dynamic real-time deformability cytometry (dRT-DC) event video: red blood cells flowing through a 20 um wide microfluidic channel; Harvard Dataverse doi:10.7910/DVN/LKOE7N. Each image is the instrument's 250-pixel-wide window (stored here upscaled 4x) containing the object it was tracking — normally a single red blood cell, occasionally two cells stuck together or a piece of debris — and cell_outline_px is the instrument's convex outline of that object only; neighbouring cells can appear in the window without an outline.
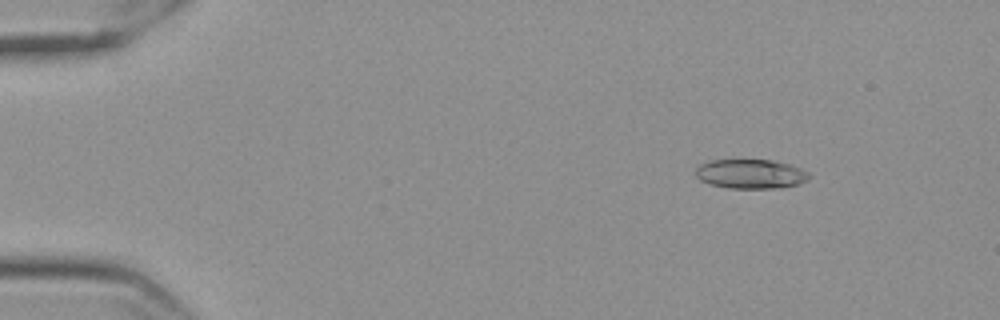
{"species": "Egyptian fruit bat (a non-hibernating species)", "species_latin": "Rousettus aegyptiacus", "temperature_condition": "cold", "stored_images_in_passage": 58, "camera_frame_rate_fps": 3000, "um_per_image_px": 0.085, "frame": {"image": 1, "passage_image": 8, "time_ms": 2.333, "image_size_px": [1000, 320], "cell_outline_px": [[812, 176], [808, 180], [796, 184], [780, 188], [728, 188], [712, 184], [700, 180], [696, 176], [696, 168], [700, 164], [708, 160], [772, 160], [788, 164], [800, 168], [808, 172]], "centroid_in_image_um": [63.81, 14.78], "position_along_channel_um": 21.2, "area_um2": 19.36}}
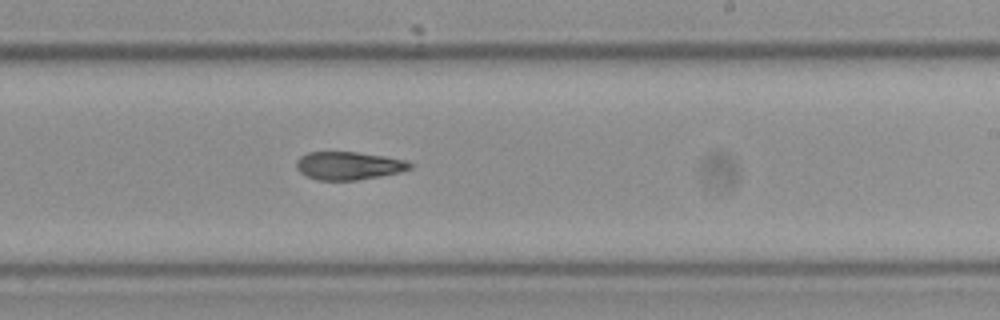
{"frame": {"image": 2, "passage_image": 36, "time_ms": 11.667, "image_size_px": [1000, 320], "cell_outline_px": [[412, 168], [400, 172], [380, 176], [356, 180], [320, 180], [308, 176], [300, 172], [296, 168], [296, 160], [300, 156], [308, 152], [356, 152], [384, 156], [404, 160], [412, 164]], "centroid_in_image_um": [29.62, 14.08], "position_along_channel_um": 259.4, "area_um2": 18.44}}
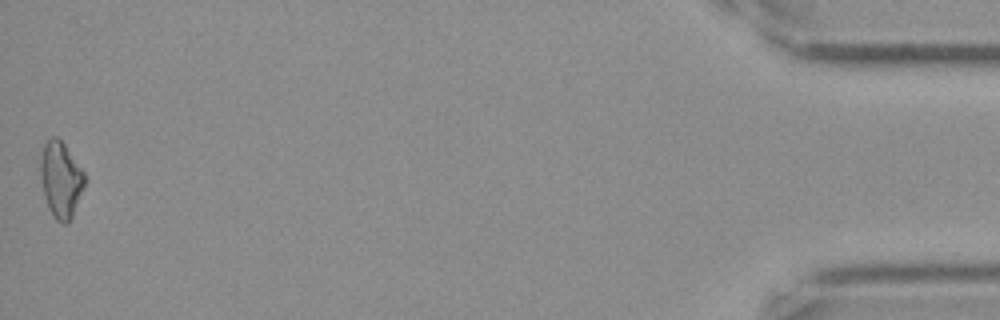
{"frame": {"image": 3, "passage_image": 58, "time_ms": 19.0, "image_size_px": [1000, 320], "cell_outline_px": [[88, 180], [72, 216], [64, 224], [56, 220], [52, 216], [48, 208], [44, 196], [40, 176], [40, 160], [44, 144], [52, 136], [56, 136], [64, 144], [84, 172]], "centroid_in_image_um": [5.18, 15.27], "position_along_channel_um": 430.0, "area_um2": 19.65}, "authors_computed_cell_mechanics": {"area_um2": 19.2763, "velocity_mm_per_s": 3.5476, "shape_relaxation_time_tau1_ms": null, "shape_relaxation_time_tau2_ms": 8.7877, "deformation_change_tau1": null, "deformation_change_tau2": 0.1788}}